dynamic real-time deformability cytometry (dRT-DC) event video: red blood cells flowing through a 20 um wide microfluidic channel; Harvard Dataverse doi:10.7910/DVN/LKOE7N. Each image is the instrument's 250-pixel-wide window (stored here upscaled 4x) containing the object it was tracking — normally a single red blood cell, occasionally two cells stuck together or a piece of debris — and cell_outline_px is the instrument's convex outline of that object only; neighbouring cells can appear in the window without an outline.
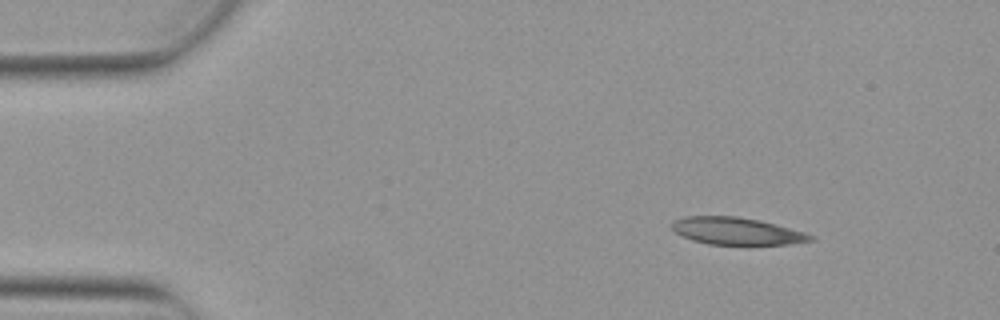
{"species": "Egyptian fruit bat (a non-hibernating species)", "species_latin": "Rousettus aegyptiacus", "temperature_condition": "warm", "stored_images_in_passage": 4, "camera_frame_rate_fps": 3000, "um_per_image_px": 0.085, "animal": {"sex": "female"}, "frame": {"image": 1, "passage_image": 1, "time_ms": 0.0, "image_size_px": [1000, 320], "cell_outline_px": [[816, 240], [788, 244], [708, 244], [692, 240], [676, 232], [672, 228], [672, 224], [676, 220], [684, 216], [736, 216], [760, 220], [776, 224], [804, 232], [816, 236]], "centroid_in_image_um": [62.66, 19.64], "position_along_channel_um": 22.3, "area_um2": 21.85}}
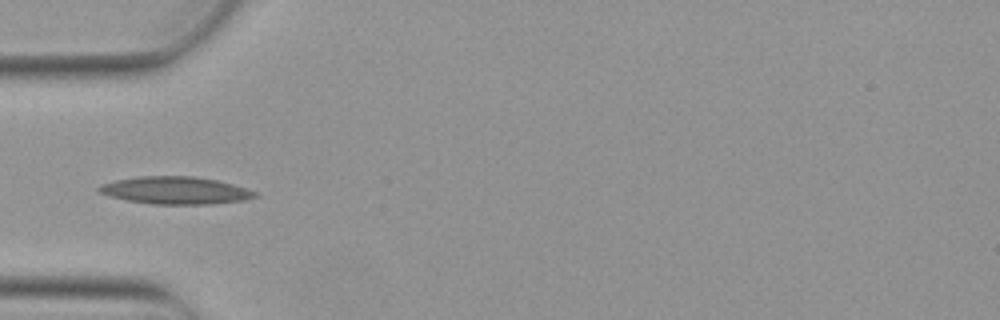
{"frame": {"image": 2, "passage_image": 4, "time_ms": 1.0, "image_size_px": [1000, 320], "cell_outline_px": [[260, 196], [244, 200], [212, 204], [152, 204], [128, 200], [108, 196], [100, 192], [96, 188], [100, 184], [116, 180], [140, 176], [192, 176], [216, 180], [232, 184], [256, 192]], "centroid_in_image_um": [14.9, 16.18], "position_along_channel_um": 70.1, "area_um2": 24.85}}